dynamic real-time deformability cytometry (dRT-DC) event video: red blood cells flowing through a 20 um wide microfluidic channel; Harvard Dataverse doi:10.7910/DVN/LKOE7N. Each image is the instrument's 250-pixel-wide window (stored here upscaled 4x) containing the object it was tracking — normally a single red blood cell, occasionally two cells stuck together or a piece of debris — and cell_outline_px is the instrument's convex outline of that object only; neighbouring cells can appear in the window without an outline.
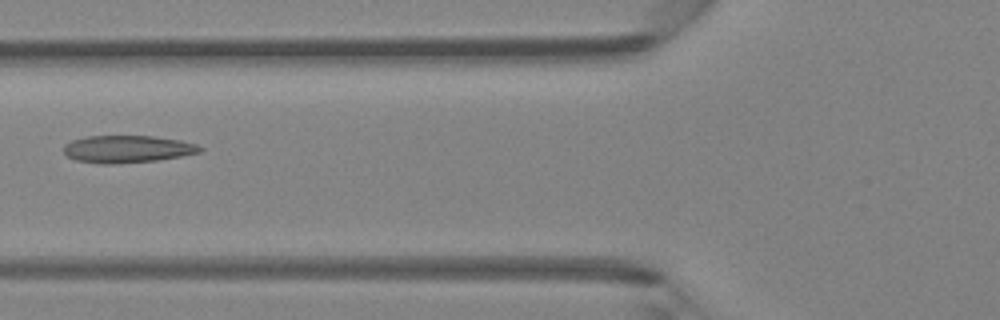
{"species": "Egyptian fruit bat (a non-hibernating species)", "species_latin": "Rousettus aegyptiacus", "temperature_condition": "room temperature", "stored_images_in_passage": 6, "camera_frame_rate_fps": 3000, "um_per_image_px": 0.085, "animal": {"sex": "female"}, "frame": {"image": 1, "passage_image": 6, "time_ms": 5.667, "image_size_px": [1000, 320], "cell_outline_px": [[204, 148], [200, 152], [180, 156], [156, 160], [112, 164], [100, 164], [76, 160], [68, 156], [64, 152], [64, 144], [72, 140], [88, 136], [152, 136], [180, 140], [196, 144]], "centroid_in_image_um": [10.81, 12.67], "position_along_channel_um": 115.0, "area_um2": 21.56}}